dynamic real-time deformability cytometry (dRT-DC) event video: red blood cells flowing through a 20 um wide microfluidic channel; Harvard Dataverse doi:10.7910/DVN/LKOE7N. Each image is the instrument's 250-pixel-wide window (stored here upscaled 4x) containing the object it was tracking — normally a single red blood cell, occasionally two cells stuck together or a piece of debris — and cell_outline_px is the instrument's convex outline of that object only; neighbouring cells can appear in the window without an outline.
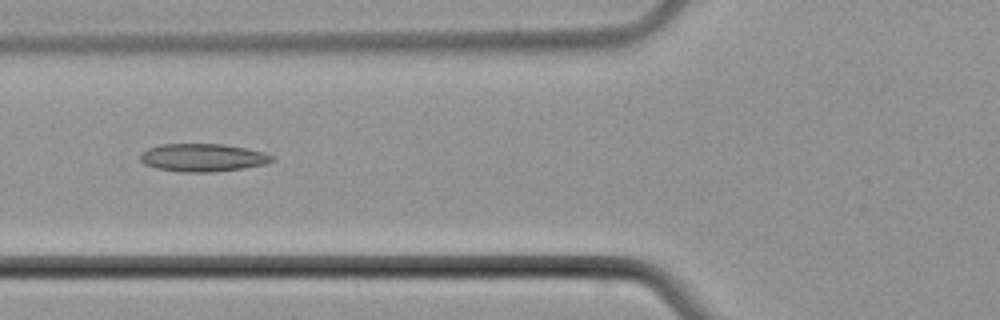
{"species": "common noctule bat (a hibernating species)", "species_latin": "Nyctalus noctula", "temperature_condition": "cold", "stored_images_in_passage": 5, "camera_frame_rate_fps": 3000, "um_per_image_px": 0.085, "animal": {"sex": "male", "body_mass_g": 21.5, "forearm_length_mm": 52.0}, "frame": {"image": 1, "passage_image": 3, "time_ms": 3.333, "image_size_px": [1000, 320], "cell_outline_px": [[272, 160], [264, 164], [244, 168], [212, 172], [180, 172], [156, 168], [144, 164], [140, 160], [140, 156], [148, 148], [160, 144], [224, 144], [248, 148], [264, 152], [272, 156]], "centroid_in_image_um": [17.22, 13.39], "position_along_channel_um": 108.6, "area_um2": 21.39}}
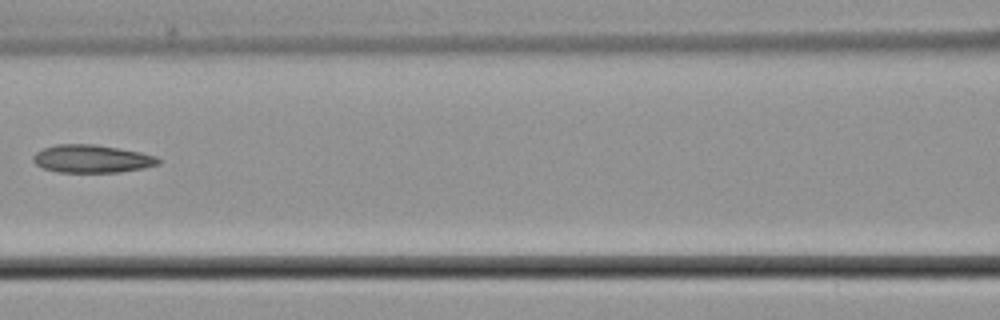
{"frame": {"image": 2, "passage_image": 4, "time_ms": 4.667, "image_size_px": [1000, 320], "cell_outline_px": [[160, 164], [144, 168], [120, 172], [60, 172], [44, 168], [36, 164], [32, 160], [32, 156], [36, 152], [44, 148], [56, 144], [96, 144], [120, 148], [140, 152], [156, 156], [160, 160]], "centroid_in_image_um": [7.82, 13.49], "position_along_channel_um": 158.8, "area_um2": 20.4}}
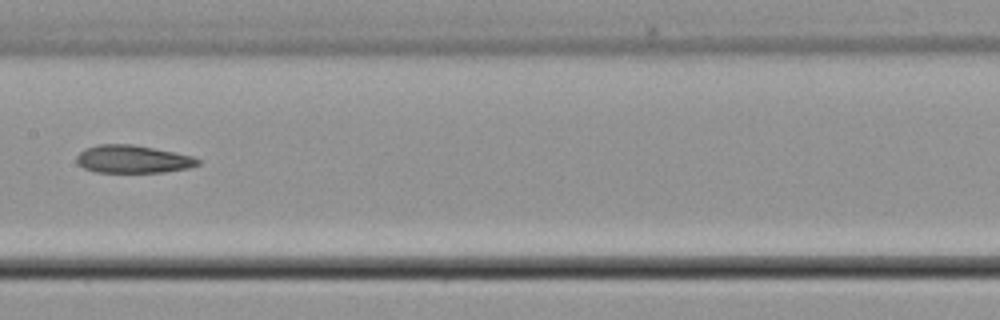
{"frame": {"image": 3, "passage_image": 5, "time_ms": 5.667, "image_size_px": [1000, 320], "cell_outline_px": [[200, 164], [188, 168], [164, 172], [96, 172], [84, 168], [76, 164], [76, 156], [84, 148], [100, 144], [132, 144], [192, 156], [200, 160]], "centroid_in_image_um": [11.24, 13.53], "position_along_channel_um": 196.2, "area_um2": 19.59}}